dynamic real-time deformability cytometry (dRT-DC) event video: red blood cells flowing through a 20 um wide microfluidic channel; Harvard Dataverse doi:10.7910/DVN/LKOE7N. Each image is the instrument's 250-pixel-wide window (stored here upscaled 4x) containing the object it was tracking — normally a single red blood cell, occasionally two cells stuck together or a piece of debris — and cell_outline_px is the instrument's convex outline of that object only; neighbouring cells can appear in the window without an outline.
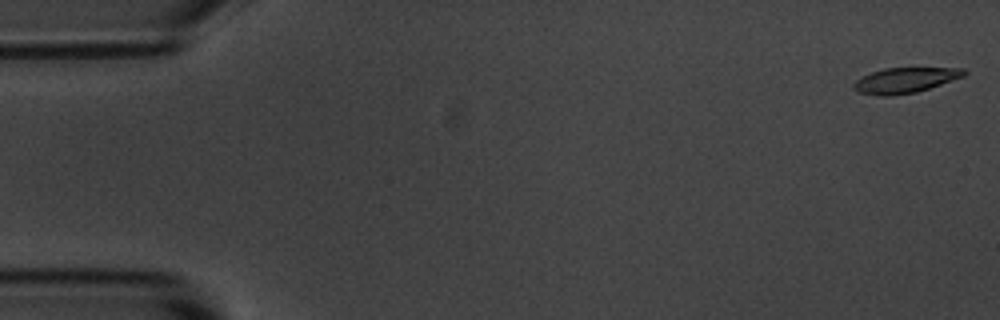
{"species": "common noctule bat (a hibernating species)", "species_latin": "Nyctalus noctula", "temperature_condition": "room temperature", "stored_images_in_passage": 5, "segment_of_instrument_passage": [2, 2], "camera_frame_rate_fps": 3000, "um_per_image_px": 0.085, "animal": {"sex": "male", "body_mass_g": 20.1, "forearm_length_mm": 53.5}, "frame": {"image": 1, "passage_image": 5, "time_ms": 4.667, "image_size_px": [1000, 320], "cell_outline_px": [[968, 72], [964, 76], [916, 92], [892, 96], [880, 96], [860, 92], [852, 88], [852, 84], [856, 80], [872, 72], [884, 68], [964, 68]], "centroid_in_image_um": [76.92, 6.82], "position_along_channel_um": 8.1, "area_um2": 16.13}}